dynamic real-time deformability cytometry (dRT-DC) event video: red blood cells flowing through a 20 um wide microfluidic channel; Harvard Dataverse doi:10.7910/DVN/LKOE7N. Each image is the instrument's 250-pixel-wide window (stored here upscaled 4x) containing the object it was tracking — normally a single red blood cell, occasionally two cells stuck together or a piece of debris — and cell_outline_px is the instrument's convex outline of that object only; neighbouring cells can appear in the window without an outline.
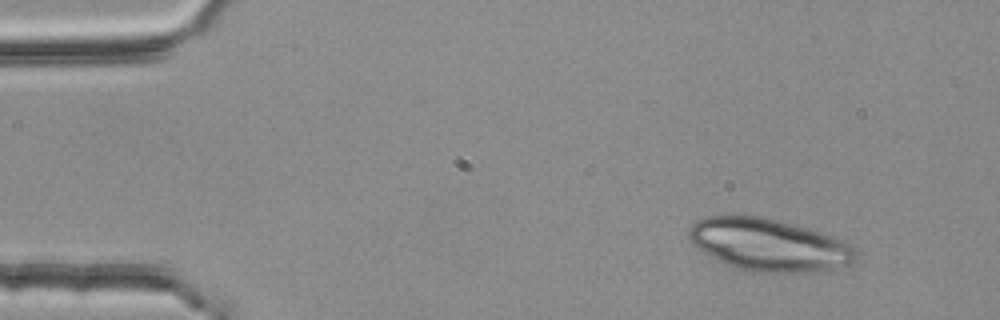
{"species": "common noctule bat (a hibernating species)", "species_latin": "Nyctalus noctula", "temperature_condition": "room temperature", "stored_images_in_passage": 3, "camera_frame_rate_fps": 3000, "um_per_image_px": 0.085, "animal": {"sex": "female", "body_mass_g": 25.1}, "frame": {"image": 1, "passage_image": 1, "time_ms": 0.0, "image_size_px": [1000, 320], "cell_outline_px": [[856, 260], [852, 264], [832, 268], [792, 272], [748, 272], [724, 264], [704, 252], [692, 244], [688, 236], [688, 232], [692, 224], [704, 216], [760, 216], [808, 228], [820, 232], [840, 240], [848, 244], [856, 252]], "centroid_in_image_um": [65.29, 20.81], "position_along_channel_um": 19.7, "area_um2": 50.29}}